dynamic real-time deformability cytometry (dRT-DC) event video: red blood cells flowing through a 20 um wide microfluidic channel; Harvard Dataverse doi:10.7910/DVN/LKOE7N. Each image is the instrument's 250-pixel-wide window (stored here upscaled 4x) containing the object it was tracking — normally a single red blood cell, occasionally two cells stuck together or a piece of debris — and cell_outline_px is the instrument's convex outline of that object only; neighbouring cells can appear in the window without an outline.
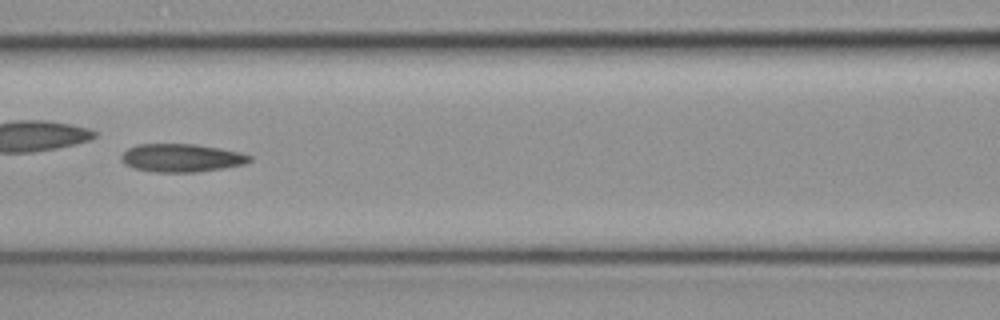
{"species": "common noctule bat (a hibernating species)", "species_latin": "Nyctalus noctula", "temperature_condition": "cold", "stored_images_in_passage": 23, "camera_frame_rate_fps": 3000, "um_per_image_px": 0.085, "animal": {"sex": "female", "body_mass_g": 19.3, "forearm_length_mm": 54.1}, "frame": {"image": 1, "passage_image": 10, "time_ms": 3.0, "image_size_px": [1000, 320], "cell_outline_px": [[252, 160], [244, 164], [224, 168], [196, 172], [152, 172], [132, 168], [124, 164], [120, 160], [120, 156], [128, 148], [140, 144], [192, 144], [220, 148], [240, 152], [252, 156]], "centroid_in_image_um": [15.4, 13.43], "position_along_channel_um": 151.2, "area_um2": 21.15}}
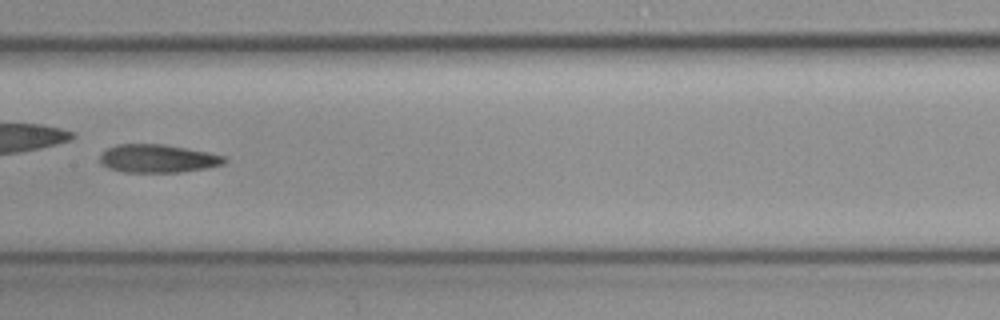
{"frame": {"image": 2, "passage_image": 13, "time_ms": 4.0, "image_size_px": [1000, 320], "cell_outline_px": [[228, 160], [224, 164], [204, 168], [180, 172], [124, 172], [108, 168], [100, 160], [100, 156], [108, 148], [116, 144], [164, 144], [208, 152], [224, 156]], "centroid_in_image_um": [13.43, 13.47], "position_along_channel_um": 194.0, "area_um2": 20.29}}